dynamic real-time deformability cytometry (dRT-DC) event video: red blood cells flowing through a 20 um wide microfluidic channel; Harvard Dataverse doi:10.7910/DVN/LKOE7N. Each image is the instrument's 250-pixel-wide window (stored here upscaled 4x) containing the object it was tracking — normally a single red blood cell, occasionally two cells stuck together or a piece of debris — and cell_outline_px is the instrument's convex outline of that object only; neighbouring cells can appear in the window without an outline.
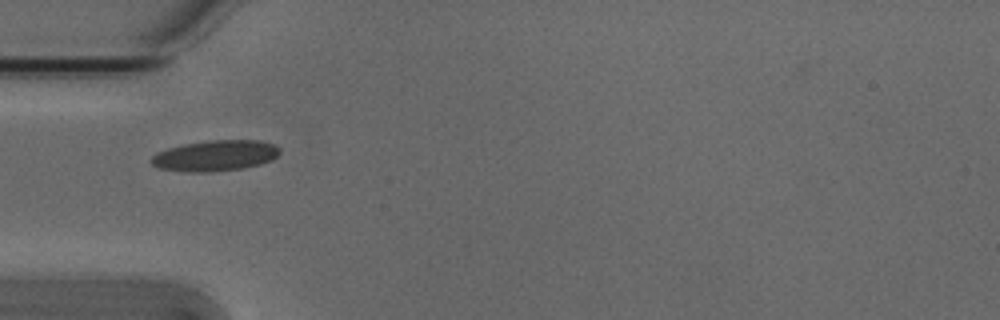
{"species": "Egyptian fruit bat (a non-hibernating species)", "species_latin": "Rousettus aegyptiacus", "temperature_condition": "cold", "stored_images_in_passage": 3, "camera_frame_rate_fps": 3000, "um_per_image_px": 0.085, "animal": {"sex": "male"}, "frame": {"image": 1, "passage_image": 1, "time_ms": 0.0, "image_size_px": [1000, 320], "cell_outline_px": [[280, 152], [272, 160], [260, 164], [244, 168], [212, 172], [188, 172], [160, 168], [152, 164], [148, 160], [156, 152], [168, 148], [184, 144], [208, 140], [260, 140], [276, 144], [280, 148]], "centroid_in_image_um": [18.3, 13.22], "position_along_channel_um": 66.7, "area_um2": 23.29}}
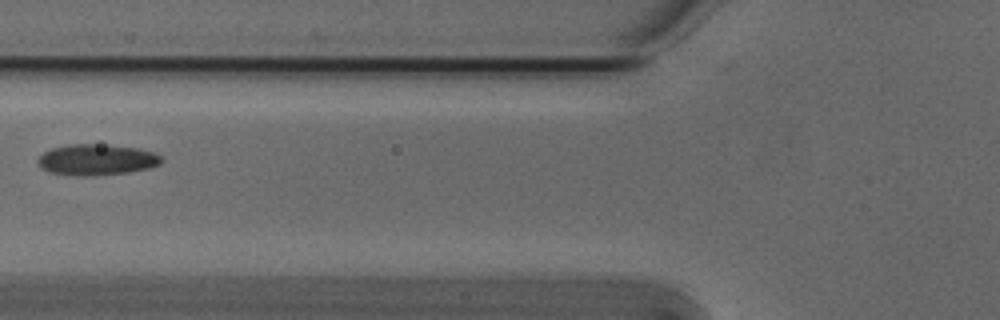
{"frame": {"image": 2, "passage_image": 2, "time_ms": 0.333, "image_size_px": [1000, 320], "cell_outline_px": [[160, 164], [148, 168], [128, 172], [92, 176], [76, 176], [48, 172], [40, 168], [36, 160], [44, 152], [52, 148], [68, 144], [92, 144], [140, 148], [152, 152], [160, 156]], "centroid_in_image_um": [8.15, 13.58], "position_along_channel_um": 117.7, "area_um2": 22.25}}